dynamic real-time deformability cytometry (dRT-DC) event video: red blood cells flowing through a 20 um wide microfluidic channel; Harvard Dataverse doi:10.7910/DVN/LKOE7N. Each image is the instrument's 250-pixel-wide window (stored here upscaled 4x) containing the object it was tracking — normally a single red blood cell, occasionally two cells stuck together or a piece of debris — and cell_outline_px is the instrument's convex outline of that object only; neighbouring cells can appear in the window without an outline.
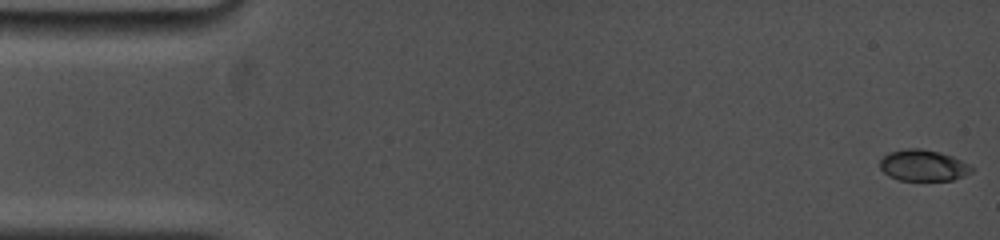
{"species": "common noctule bat (a hibernating species)", "species_latin": "Nyctalus noctula", "temperature_condition": "cold", "stored_images_in_passage": 21, "camera_frame_rate_fps": 5000, "um_per_image_px": 0.085, "animal": {"sex": "female", "body_mass_g": 19.0, "forearm_length_mm": 53.3}, "frame": {"image": 1, "passage_image": 1, "time_ms": 0.0, "image_size_px": [1000, 240], "cell_outline_px": [[972, 172], [964, 176], [952, 180], [900, 180], [888, 176], [880, 168], [880, 160], [888, 152], [908, 148], [920, 148], [940, 152], [952, 156], [968, 164], [972, 168]], "centroid_in_image_um": [78.45, 14.06], "position_along_channel_um": 6.5, "area_um2": 16.65}}
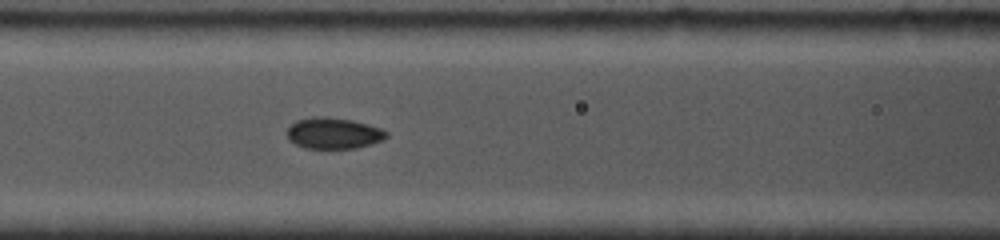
{"frame": {"image": 2, "passage_image": 12, "time_ms": 7.0, "image_size_px": [1000, 240], "cell_outline_px": [[388, 136], [372, 144], [356, 148], [304, 148], [288, 140], [288, 128], [296, 120], [312, 116], [328, 116], [352, 120], [368, 124], [380, 128], [388, 132]], "centroid_in_image_um": [28.34, 11.31], "position_along_channel_um": 138.3, "area_um2": 18.09}}
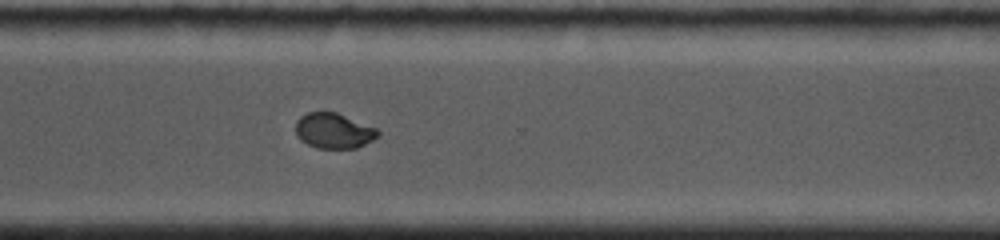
{"frame": {"image": 3, "passage_image": 21, "time_ms": 12.4, "image_size_px": [1000, 240], "cell_outline_px": [[380, 136], [356, 148], [316, 148], [300, 140], [296, 132], [296, 120], [300, 116], [308, 112], [324, 108], [336, 112], [376, 128], [380, 132]], "centroid_in_image_um": [28.34, 11.07], "position_along_channel_um": 342.3, "area_um2": 17.28}}